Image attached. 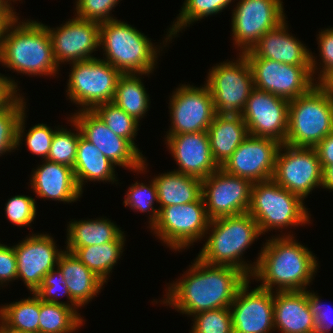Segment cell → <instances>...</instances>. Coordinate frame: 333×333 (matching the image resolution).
<instances>
[{
    "label": "cell",
    "mask_w": 333,
    "mask_h": 333,
    "mask_svg": "<svg viewBox=\"0 0 333 333\" xmlns=\"http://www.w3.org/2000/svg\"><path fill=\"white\" fill-rule=\"evenodd\" d=\"M191 264L182 279L169 283L160 301L189 317L230 307L238 290L250 279L238 268L210 265L198 257Z\"/></svg>",
    "instance_id": "1"
},
{
    "label": "cell",
    "mask_w": 333,
    "mask_h": 333,
    "mask_svg": "<svg viewBox=\"0 0 333 333\" xmlns=\"http://www.w3.org/2000/svg\"><path fill=\"white\" fill-rule=\"evenodd\" d=\"M290 233L269 237L263 243L250 277L261 282L258 287L272 292L274 288L275 292L305 291L316 276V256Z\"/></svg>",
    "instance_id": "2"
},
{
    "label": "cell",
    "mask_w": 333,
    "mask_h": 333,
    "mask_svg": "<svg viewBox=\"0 0 333 333\" xmlns=\"http://www.w3.org/2000/svg\"><path fill=\"white\" fill-rule=\"evenodd\" d=\"M15 17L6 27L0 46V64L13 72L33 76H57L60 67L53 55L47 25Z\"/></svg>",
    "instance_id": "3"
},
{
    "label": "cell",
    "mask_w": 333,
    "mask_h": 333,
    "mask_svg": "<svg viewBox=\"0 0 333 333\" xmlns=\"http://www.w3.org/2000/svg\"><path fill=\"white\" fill-rule=\"evenodd\" d=\"M261 235L258 224L248 212L210 220L206 242L197 257L210 265L238 268L250 278L256 264H248L242 256Z\"/></svg>",
    "instance_id": "4"
},
{
    "label": "cell",
    "mask_w": 333,
    "mask_h": 333,
    "mask_svg": "<svg viewBox=\"0 0 333 333\" xmlns=\"http://www.w3.org/2000/svg\"><path fill=\"white\" fill-rule=\"evenodd\" d=\"M157 46V47H156ZM153 44L136 27L118 19L100 23L99 47L103 57L122 74H150L157 65L162 45Z\"/></svg>",
    "instance_id": "5"
},
{
    "label": "cell",
    "mask_w": 333,
    "mask_h": 333,
    "mask_svg": "<svg viewBox=\"0 0 333 333\" xmlns=\"http://www.w3.org/2000/svg\"><path fill=\"white\" fill-rule=\"evenodd\" d=\"M304 201L273 179L253 183L248 213L258 224L260 233L284 230L311 223Z\"/></svg>",
    "instance_id": "6"
},
{
    "label": "cell",
    "mask_w": 333,
    "mask_h": 333,
    "mask_svg": "<svg viewBox=\"0 0 333 333\" xmlns=\"http://www.w3.org/2000/svg\"><path fill=\"white\" fill-rule=\"evenodd\" d=\"M332 132L333 97L318 84L308 93L289 101L285 144L314 148Z\"/></svg>",
    "instance_id": "7"
},
{
    "label": "cell",
    "mask_w": 333,
    "mask_h": 333,
    "mask_svg": "<svg viewBox=\"0 0 333 333\" xmlns=\"http://www.w3.org/2000/svg\"><path fill=\"white\" fill-rule=\"evenodd\" d=\"M71 66L66 95L80 110L112 102L122 73L101 58L68 63Z\"/></svg>",
    "instance_id": "8"
},
{
    "label": "cell",
    "mask_w": 333,
    "mask_h": 333,
    "mask_svg": "<svg viewBox=\"0 0 333 333\" xmlns=\"http://www.w3.org/2000/svg\"><path fill=\"white\" fill-rule=\"evenodd\" d=\"M209 223L201 196L194 202L161 208L157 221L150 230L155 237L176 252L189 249L196 241L205 238Z\"/></svg>",
    "instance_id": "9"
},
{
    "label": "cell",
    "mask_w": 333,
    "mask_h": 333,
    "mask_svg": "<svg viewBox=\"0 0 333 333\" xmlns=\"http://www.w3.org/2000/svg\"><path fill=\"white\" fill-rule=\"evenodd\" d=\"M205 83L217 114L241 115L254 89L251 67L240 53L234 62L227 59L209 69Z\"/></svg>",
    "instance_id": "10"
},
{
    "label": "cell",
    "mask_w": 333,
    "mask_h": 333,
    "mask_svg": "<svg viewBox=\"0 0 333 333\" xmlns=\"http://www.w3.org/2000/svg\"><path fill=\"white\" fill-rule=\"evenodd\" d=\"M251 67L254 88L287 100L308 93L316 84L311 66H296L258 58L250 50L243 53Z\"/></svg>",
    "instance_id": "11"
},
{
    "label": "cell",
    "mask_w": 333,
    "mask_h": 333,
    "mask_svg": "<svg viewBox=\"0 0 333 333\" xmlns=\"http://www.w3.org/2000/svg\"><path fill=\"white\" fill-rule=\"evenodd\" d=\"M322 167L315 148L280 145L272 179L303 201L315 188H322Z\"/></svg>",
    "instance_id": "12"
},
{
    "label": "cell",
    "mask_w": 333,
    "mask_h": 333,
    "mask_svg": "<svg viewBox=\"0 0 333 333\" xmlns=\"http://www.w3.org/2000/svg\"><path fill=\"white\" fill-rule=\"evenodd\" d=\"M232 11V40L240 54L287 19L282 0H239Z\"/></svg>",
    "instance_id": "13"
},
{
    "label": "cell",
    "mask_w": 333,
    "mask_h": 333,
    "mask_svg": "<svg viewBox=\"0 0 333 333\" xmlns=\"http://www.w3.org/2000/svg\"><path fill=\"white\" fill-rule=\"evenodd\" d=\"M72 116V117H71ZM70 118L81 135L96 146L113 164L133 172H147L146 158L127 139L113 133L92 110L74 112Z\"/></svg>",
    "instance_id": "14"
},
{
    "label": "cell",
    "mask_w": 333,
    "mask_h": 333,
    "mask_svg": "<svg viewBox=\"0 0 333 333\" xmlns=\"http://www.w3.org/2000/svg\"><path fill=\"white\" fill-rule=\"evenodd\" d=\"M200 87L180 84L170 97V129L166 135L207 131L216 114L213 97L204 83Z\"/></svg>",
    "instance_id": "15"
},
{
    "label": "cell",
    "mask_w": 333,
    "mask_h": 333,
    "mask_svg": "<svg viewBox=\"0 0 333 333\" xmlns=\"http://www.w3.org/2000/svg\"><path fill=\"white\" fill-rule=\"evenodd\" d=\"M253 183L219 168L202 180V198L210 220L247 213Z\"/></svg>",
    "instance_id": "16"
},
{
    "label": "cell",
    "mask_w": 333,
    "mask_h": 333,
    "mask_svg": "<svg viewBox=\"0 0 333 333\" xmlns=\"http://www.w3.org/2000/svg\"><path fill=\"white\" fill-rule=\"evenodd\" d=\"M288 106L289 100L254 88L241 113L248 134L284 144L288 130Z\"/></svg>",
    "instance_id": "17"
},
{
    "label": "cell",
    "mask_w": 333,
    "mask_h": 333,
    "mask_svg": "<svg viewBox=\"0 0 333 333\" xmlns=\"http://www.w3.org/2000/svg\"><path fill=\"white\" fill-rule=\"evenodd\" d=\"M68 20L56 28L47 25L56 64L97 58L92 53L100 48V23L74 16Z\"/></svg>",
    "instance_id": "18"
},
{
    "label": "cell",
    "mask_w": 333,
    "mask_h": 333,
    "mask_svg": "<svg viewBox=\"0 0 333 333\" xmlns=\"http://www.w3.org/2000/svg\"><path fill=\"white\" fill-rule=\"evenodd\" d=\"M49 233H32L14 245L17 262V280L24 282L30 293L42 283L43 277L54 269L64 249H57Z\"/></svg>",
    "instance_id": "19"
},
{
    "label": "cell",
    "mask_w": 333,
    "mask_h": 333,
    "mask_svg": "<svg viewBox=\"0 0 333 333\" xmlns=\"http://www.w3.org/2000/svg\"><path fill=\"white\" fill-rule=\"evenodd\" d=\"M280 145L269 138L248 135L220 168L252 183L272 179Z\"/></svg>",
    "instance_id": "20"
},
{
    "label": "cell",
    "mask_w": 333,
    "mask_h": 333,
    "mask_svg": "<svg viewBox=\"0 0 333 333\" xmlns=\"http://www.w3.org/2000/svg\"><path fill=\"white\" fill-rule=\"evenodd\" d=\"M250 281L230 305L233 333H271L275 331L273 292L258 286L249 291Z\"/></svg>",
    "instance_id": "21"
},
{
    "label": "cell",
    "mask_w": 333,
    "mask_h": 333,
    "mask_svg": "<svg viewBox=\"0 0 333 333\" xmlns=\"http://www.w3.org/2000/svg\"><path fill=\"white\" fill-rule=\"evenodd\" d=\"M165 137L166 147L178 165L174 171L203 180L220 168L212 157L207 131Z\"/></svg>",
    "instance_id": "22"
},
{
    "label": "cell",
    "mask_w": 333,
    "mask_h": 333,
    "mask_svg": "<svg viewBox=\"0 0 333 333\" xmlns=\"http://www.w3.org/2000/svg\"><path fill=\"white\" fill-rule=\"evenodd\" d=\"M42 165L33 168L30 180L31 189L37 198L74 203L82 196L72 167L43 160Z\"/></svg>",
    "instance_id": "23"
},
{
    "label": "cell",
    "mask_w": 333,
    "mask_h": 333,
    "mask_svg": "<svg viewBox=\"0 0 333 333\" xmlns=\"http://www.w3.org/2000/svg\"><path fill=\"white\" fill-rule=\"evenodd\" d=\"M285 19L277 27L267 31L251 48L258 58L270 59L280 63L311 66L310 49L289 32Z\"/></svg>",
    "instance_id": "24"
},
{
    "label": "cell",
    "mask_w": 333,
    "mask_h": 333,
    "mask_svg": "<svg viewBox=\"0 0 333 333\" xmlns=\"http://www.w3.org/2000/svg\"><path fill=\"white\" fill-rule=\"evenodd\" d=\"M274 329L281 333H316L307 290L273 292Z\"/></svg>",
    "instance_id": "25"
},
{
    "label": "cell",
    "mask_w": 333,
    "mask_h": 333,
    "mask_svg": "<svg viewBox=\"0 0 333 333\" xmlns=\"http://www.w3.org/2000/svg\"><path fill=\"white\" fill-rule=\"evenodd\" d=\"M208 137L214 161L221 167L249 135L241 115L215 114Z\"/></svg>",
    "instance_id": "26"
},
{
    "label": "cell",
    "mask_w": 333,
    "mask_h": 333,
    "mask_svg": "<svg viewBox=\"0 0 333 333\" xmlns=\"http://www.w3.org/2000/svg\"><path fill=\"white\" fill-rule=\"evenodd\" d=\"M115 166L96 146L81 135L79 129V141L73 170L76 182L82 193L87 181H108L112 182L111 184H118Z\"/></svg>",
    "instance_id": "27"
},
{
    "label": "cell",
    "mask_w": 333,
    "mask_h": 333,
    "mask_svg": "<svg viewBox=\"0 0 333 333\" xmlns=\"http://www.w3.org/2000/svg\"><path fill=\"white\" fill-rule=\"evenodd\" d=\"M57 266L67 281L72 299L84 307L104 288V282L89 270L72 252L64 251Z\"/></svg>",
    "instance_id": "28"
},
{
    "label": "cell",
    "mask_w": 333,
    "mask_h": 333,
    "mask_svg": "<svg viewBox=\"0 0 333 333\" xmlns=\"http://www.w3.org/2000/svg\"><path fill=\"white\" fill-rule=\"evenodd\" d=\"M155 176L154 183L157 189L159 210L170 205H181L197 201L202 196V180L169 171Z\"/></svg>",
    "instance_id": "29"
},
{
    "label": "cell",
    "mask_w": 333,
    "mask_h": 333,
    "mask_svg": "<svg viewBox=\"0 0 333 333\" xmlns=\"http://www.w3.org/2000/svg\"><path fill=\"white\" fill-rule=\"evenodd\" d=\"M71 222V223H70ZM67 224L66 251L72 252L75 248L102 245L114 241L123 231L108 218L95 220H72Z\"/></svg>",
    "instance_id": "30"
},
{
    "label": "cell",
    "mask_w": 333,
    "mask_h": 333,
    "mask_svg": "<svg viewBox=\"0 0 333 333\" xmlns=\"http://www.w3.org/2000/svg\"><path fill=\"white\" fill-rule=\"evenodd\" d=\"M124 231L112 242L75 248L72 253L105 284L121 258L125 246Z\"/></svg>",
    "instance_id": "31"
},
{
    "label": "cell",
    "mask_w": 333,
    "mask_h": 333,
    "mask_svg": "<svg viewBox=\"0 0 333 333\" xmlns=\"http://www.w3.org/2000/svg\"><path fill=\"white\" fill-rule=\"evenodd\" d=\"M142 75L149 77L150 74H122L117 81L112 101L138 122L146 116L151 103L149 94L141 80Z\"/></svg>",
    "instance_id": "32"
},
{
    "label": "cell",
    "mask_w": 333,
    "mask_h": 333,
    "mask_svg": "<svg viewBox=\"0 0 333 333\" xmlns=\"http://www.w3.org/2000/svg\"><path fill=\"white\" fill-rule=\"evenodd\" d=\"M21 299L0 306V330L39 333V298Z\"/></svg>",
    "instance_id": "33"
},
{
    "label": "cell",
    "mask_w": 333,
    "mask_h": 333,
    "mask_svg": "<svg viewBox=\"0 0 333 333\" xmlns=\"http://www.w3.org/2000/svg\"><path fill=\"white\" fill-rule=\"evenodd\" d=\"M84 324L73 308L39 299V333H72Z\"/></svg>",
    "instance_id": "34"
},
{
    "label": "cell",
    "mask_w": 333,
    "mask_h": 333,
    "mask_svg": "<svg viewBox=\"0 0 333 333\" xmlns=\"http://www.w3.org/2000/svg\"><path fill=\"white\" fill-rule=\"evenodd\" d=\"M235 0H185L179 15L173 21L172 26L167 29L163 45L166 47L173 38H175L182 29L189 27L190 24L201 19L216 15L227 8ZM174 36V37H173ZM169 40V41H168ZM165 41V42H164Z\"/></svg>",
    "instance_id": "35"
},
{
    "label": "cell",
    "mask_w": 333,
    "mask_h": 333,
    "mask_svg": "<svg viewBox=\"0 0 333 333\" xmlns=\"http://www.w3.org/2000/svg\"><path fill=\"white\" fill-rule=\"evenodd\" d=\"M92 111L113 133L127 139L140 152L134 142L140 122L131 115H128L113 102L99 104L95 106Z\"/></svg>",
    "instance_id": "36"
},
{
    "label": "cell",
    "mask_w": 333,
    "mask_h": 333,
    "mask_svg": "<svg viewBox=\"0 0 333 333\" xmlns=\"http://www.w3.org/2000/svg\"><path fill=\"white\" fill-rule=\"evenodd\" d=\"M26 116V111H24L18 123L16 150H19L18 147L20 146V144H23L22 141L25 140V145H27L28 150L32 154L46 160L50 152L53 135L60 126H55L56 129L54 128L53 130V128L47 126V124L38 123L32 126L27 132V130H25V120L27 118ZM24 131H26L27 133H25ZM23 137H25L26 139H23Z\"/></svg>",
    "instance_id": "37"
},
{
    "label": "cell",
    "mask_w": 333,
    "mask_h": 333,
    "mask_svg": "<svg viewBox=\"0 0 333 333\" xmlns=\"http://www.w3.org/2000/svg\"><path fill=\"white\" fill-rule=\"evenodd\" d=\"M25 100L19 94L6 108L0 110V156L16 150L18 123L27 108Z\"/></svg>",
    "instance_id": "38"
},
{
    "label": "cell",
    "mask_w": 333,
    "mask_h": 333,
    "mask_svg": "<svg viewBox=\"0 0 333 333\" xmlns=\"http://www.w3.org/2000/svg\"><path fill=\"white\" fill-rule=\"evenodd\" d=\"M68 119V122L70 121L71 125L75 127L74 131L76 133L63 128L61 125L53 135L50 152L46 160L73 168L79 141V127L71 118Z\"/></svg>",
    "instance_id": "39"
},
{
    "label": "cell",
    "mask_w": 333,
    "mask_h": 333,
    "mask_svg": "<svg viewBox=\"0 0 333 333\" xmlns=\"http://www.w3.org/2000/svg\"><path fill=\"white\" fill-rule=\"evenodd\" d=\"M150 183V184H149ZM149 183H140L136 181L128 188L124 198V206L130 207L135 212H148L149 213V228H151L157 221L159 208H155L154 202L158 203L157 189L154 183V179Z\"/></svg>",
    "instance_id": "40"
},
{
    "label": "cell",
    "mask_w": 333,
    "mask_h": 333,
    "mask_svg": "<svg viewBox=\"0 0 333 333\" xmlns=\"http://www.w3.org/2000/svg\"><path fill=\"white\" fill-rule=\"evenodd\" d=\"M66 283L62 270L56 266L43 277L41 285L33 293L41 301L68 306L77 312L81 307L72 299ZM63 296L69 301H60L59 297Z\"/></svg>",
    "instance_id": "41"
},
{
    "label": "cell",
    "mask_w": 333,
    "mask_h": 333,
    "mask_svg": "<svg viewBox=\"0 0 333 333\" xmlns=\"http://www.w3.org/2000/svg\"><path fill=\"white\" fill-rule=\"evenodd\" d=\"M189 333H233L230 307L208 310L193 315Z\"/></svg>",
    "instance_id": "42"
},
{
    "label": "cell",
    "mask_w": 333,
    "mask_h": 333,
    "mask_svg": "<svg viewBox=\"0 0 333 333\" xmlns=\"http://www.w3.org/2000/svg\"><path fill=\"white\" fill-rule=\"evenodd\" d=\"M6 218L18 227L30 226L37 215L35 198L26 195H15L5 204Z\"/></svg>",
    "instance_id": "43"
},
{
    "label": "cell",
    "mask_w": 333,
    "mask_h": 333,
    "mask_svg": "<svg viewBox=\"0 0 333 333\" xmlns=\"http://www.w3.org/2000/svg\"><path fill=\"white\" fill-rule=\"evenodd\" d=\"M120 0H76L75 16L84 20L104 23L117 18L110 14ZM111 15V16H110Z\"/></svg>",
    "instance_id": "44"
},
{
    "label": "cell",
    "mask_w": 333,
    "mask_h": 333,
    "mask_svg": "<svg viewBox=\"0 0 333 333\" xmlns=\"http://www.w3.org/2000/svg\"><path fill=\"white\" fill-rule=\"evenodd\" d=\"M319 56L321 58L319 65L317 58L313 56L314 53L310 52L311 72L313 77L318 74V77L314 78L318 82L331 68H333V27L326 28L319 31L318 37ZM317 65L320 67H317ZM321 65V66H320ZM322 67V69H321ZM319 68V71H318ZM321 69V70H320ZM317 79V80H316Z\"/></svg>",
    "instance_id": "45"
},
{
    "label": "cell",
    "mask_w": 333,
    "mask_h": 333,
    "mask_svg": "<svg viewBox=\"0 0 333 333\" xmlns=\"http://www.w3.org/2000/svg\"><path fill=\"white\" fill-rule=\"evenodd\" d=\"M318 293L307 290L308 305L310 312L314 315L316 321V333H330L333 326V309L321 302Z\"/></svg>",
    "instance_id": "46"
},
{
    "label": "cell",
    "mask_w": 333,
    "mask_h": 333,
    "mask_svg": "<svg viewBox=\"0 0 333 333\" xmlns=\"http://www.w3.org/2000/svg\"><path fill=\"white\" fill-rule=\"evenodd\" d=\"M14 280H17V262L14 245L8 246L0 243V287H6L9 282H13Z\"/></svg>",
    "instance_id": "47"
},
{
    "label": "cell",
    "mask_w": 333,
    "mask_h": 333,
    "mask_svg": "<svg viewBox=\"0 0 333 333\" xmlns=\"http://www.w3.org/2000/svg\"><path fill=\"white\" fill-rule=\"evenodd\" d=\"M13 79L14 77L11 79L0 73V110L6 108L20 94L18 84Z\"/></svg>",
    "instance_id": "48"
},
{
    "label": "cell",
    "mask_w": 333,
    "mask_h": 333,
    "mask_svg": "<svg viewBox=\"0 0 333 333\" xmlns=\"http://www.w3.org/2000/svg\"><path fill=\"white\" fill-rule=\"evenodd\" d=\"M318 154L322 170L329 165H333V132L328 134L315 147Z\"/></svg>",
    "instance_id": "49"
},
{
    "label": "cell",
    "mask_w": 333,
    "mask_h": 333,
    "mask_svg": "<svg viewBox=\"0 0 333 333\" xmlns=\"http://www.w3.org/2000/svg\"><path fill=\"white\" fill-rule=\"evenodd\" d=\"M15 9H0V46L2 44V40L4 38V33L6 27L10 24V22L17 17V12Z\"/></svg>",
    "instance_id": "50"
},
{
    "label": "cell",
    "mask_w": 333,
    "mask_h": 333,
    "mask_svg": "<svg viewBox=\"0 0 333 333\" xmlns=\"http://www.w3.org/2000/svg\"><path fill=\"white\" fill-rule=\"evenodd\" d=\"M333 191V165L326 166L322 173V189Z\"/></svg>",
    "instance_id": "51"
},
{
    "label": "cell",
    "mask_w": 333,
    "mask_h": 333,
    "mask_svg": "<svg viewBox=\"0 0 333 333\" xmlns=\"http://www.w3.org/2000/svg\"><path fill=\"white\" fill-rule=\"evenodd\" d=\"M317 84L325 91L329 92L333 97V68H331Z\"/></svg>",
    "instance_id": "52"
},
{
    "label": "cell",
    "mask_w": 333,
    "mask_h": 333,
    "mask_svg": "<svg viewBox=\"0 0 333 333\" xmlns=\"http://www.w3.org/2000/svg\"><path fill=\"white\" fill-rule=\"evenodd\" d=\"M11 1L15 2L14 0H0V9H14Z\"/></svg>",
    "instance_id": "53"
},
{
    "label": "cell",
    "mask_w": 333,
    "mask_h": 333,
    "mask_svg": "<svg viewBox=\"0 0 333 333\" xmlns=\"http://www.w3.org/2000/svg\"><path fill=\"white\" fill-rule=\"evenodd\" d=\"M0 333H28V332H19V331H13V330H0Z\"/></svg>",
    "instance_id": "54"
}]
</instances>
